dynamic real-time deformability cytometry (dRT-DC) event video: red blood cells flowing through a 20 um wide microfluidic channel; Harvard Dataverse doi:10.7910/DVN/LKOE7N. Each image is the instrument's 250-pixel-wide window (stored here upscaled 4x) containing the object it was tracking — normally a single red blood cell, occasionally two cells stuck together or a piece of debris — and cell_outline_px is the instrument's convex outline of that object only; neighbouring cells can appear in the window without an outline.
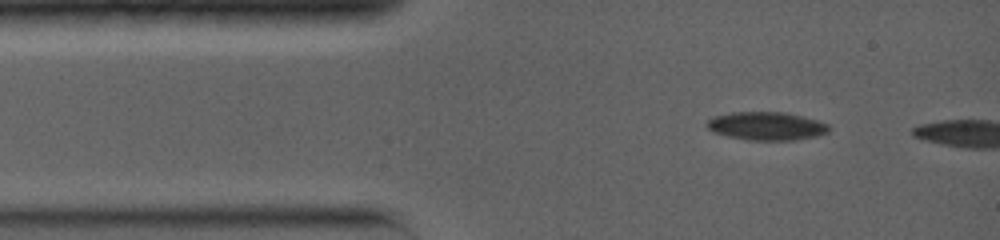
{"species": "common noctule bat (a hibernating species)", "species_latin": "Nyctalus noctula", "temperature_condition": "warm", "stored_images_in_passage": 3, "camera_frame_rate_fps": 5000, "um_per_image_px": 0.085, "animal": {"sex": "female", "body_mass_g": 19.0, "forearm_length_mm": 56.7}, "frame": {"image": 1, "passage_image": 1, "time_ms": 0.0, "image_size_px": [1000, 240], "cell_outline_px": [[828, 132], [816, 136], [796, 140], [748, 140], [728, 136], [712, 132], [704, 124], [712, 116], [732, 112], [784, 112], [816, 120], [828, 124]], "centroid_in_image_um": [65.09, 10.71], "position_along_channel_um": 19.9, "area_um2": 20.06}}